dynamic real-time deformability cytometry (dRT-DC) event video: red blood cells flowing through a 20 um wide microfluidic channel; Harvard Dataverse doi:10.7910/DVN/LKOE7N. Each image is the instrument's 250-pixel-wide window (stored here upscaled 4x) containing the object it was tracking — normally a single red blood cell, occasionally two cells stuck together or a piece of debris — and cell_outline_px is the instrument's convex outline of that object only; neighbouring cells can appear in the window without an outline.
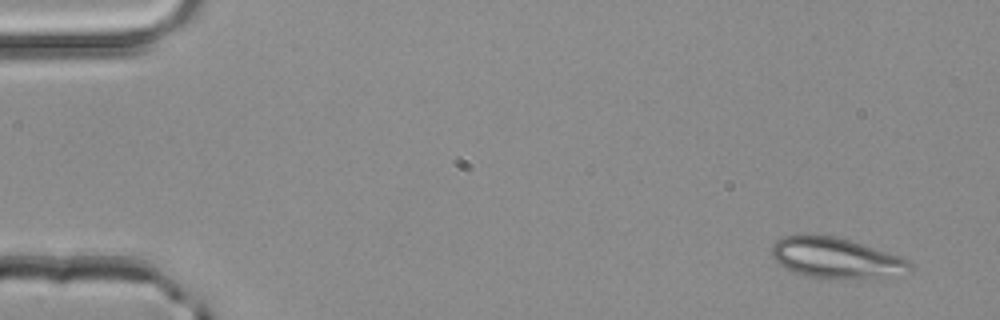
{"species": "common noctule bat (a hibernating species)", "species_latin": "Nyctalus noctula", "temperature_condition": "room temperature", "stored_images_in_passage": 3, "camera_frame_rate_fps": 3000, "um_per_image_px": 0.085, "animal": {"sex": "male", "body_mass_g": 20.4}, "frame": {"image": 1, "passage_image": 1, "time_ms": 0.0, "image_size_px": [1000, 320], "cell_outline_px": [[912, 272], [848, 280], [808, 276], [796, 272], [780, 264], [768, 252], [772, 244], [776, 240], [784, 236], [796, 232], [812, 232], [836, 236], [900, 256], [908, 260], [912, 264]], "centroid_in_image_um": [70.98, 21.88], "position_along_channel_um": 14.0, "area_um2": 33.23}}